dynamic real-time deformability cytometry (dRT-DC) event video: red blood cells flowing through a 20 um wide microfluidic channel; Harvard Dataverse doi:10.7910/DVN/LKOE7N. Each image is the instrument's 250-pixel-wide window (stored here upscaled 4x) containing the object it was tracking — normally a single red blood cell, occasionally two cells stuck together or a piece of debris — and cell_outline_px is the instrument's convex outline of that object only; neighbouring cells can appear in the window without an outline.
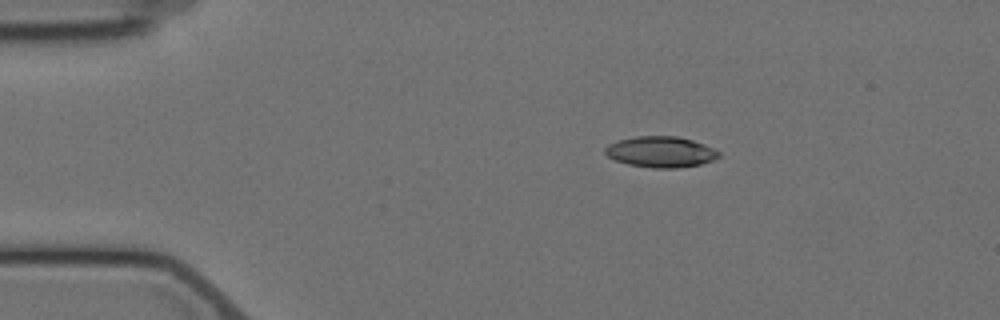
{"species": "Egyptian fruit bat (a non-hibernating species)", "species_latin": "Rousettus aegyptiacus", "temperature_condition": "cold", "stored_images_in_passage": 3, "camera_frame_rate_fps": 3000, "um_per_image_px": 0.085, "animal": {"sex": "female"}, "frame": {"image": 1, "passage_image": 1, "time_ms": 0.0, "image_size_px": [1000, 320], "cell_outline_px": [[720, 156], [712, 160], [700, 164], [676, 168], [652, 168], [628, 164], [616, 160], [608, 156], [604, 152], [604, 148], [608, 144], [620, 140], [636, 136], [676, 136], [692, 140], [704, 144], [720, 152]], "centroid_in_image_um": [56.15, 12.91], "position_along_channel_um": 28.8, "area_um2": 20.35}}
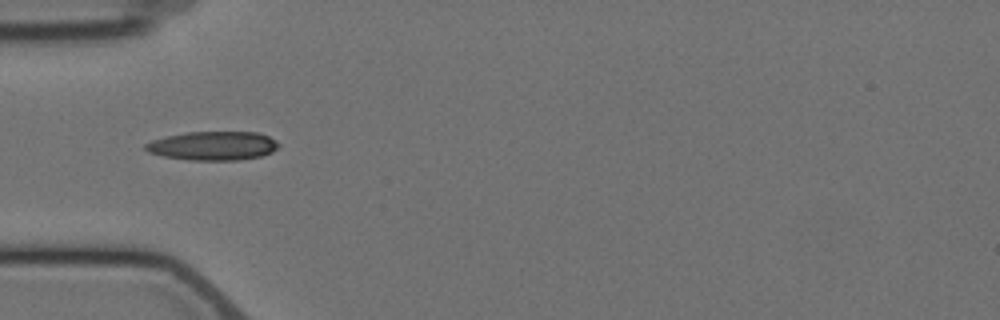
{"frame": {"image": 2, "passage_image": 3, "time_ms": 2.667, "image_size_px": [1000, 320], "cell_outline_px": [[280, 144], [272, 152], [260, 156], [240, 160], [188, 160], [164, 156], [148, 152], [144, 148], [144, 144], [152, 140], [184, 132], [256, 132], [268, 136], [276, 140]], "centroid_in_image_um": [18.1, 12.39], "position_along_channel_um": 66.9, "area_um2": 22.37}}